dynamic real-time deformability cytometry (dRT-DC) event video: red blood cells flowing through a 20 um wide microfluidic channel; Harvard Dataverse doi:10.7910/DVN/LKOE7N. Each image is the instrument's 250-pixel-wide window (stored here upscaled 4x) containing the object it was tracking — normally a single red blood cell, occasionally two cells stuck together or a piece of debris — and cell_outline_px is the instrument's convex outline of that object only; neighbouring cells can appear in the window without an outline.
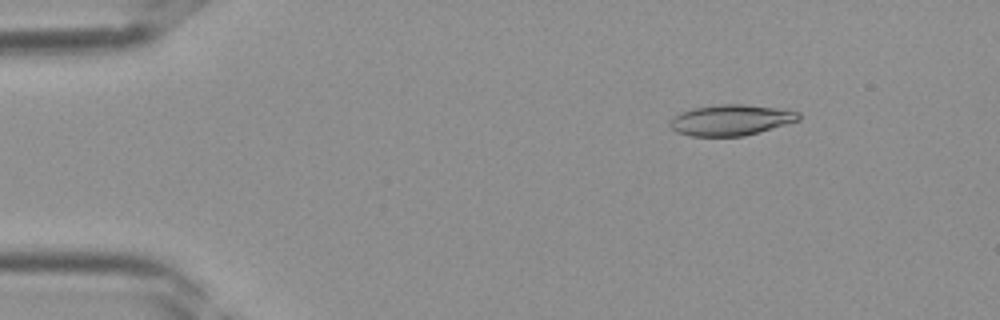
{"species": "Egyptian fruit bat (a non-hibernating species)", "species_latin": "Rousettus aegyptiacus", "temperature_condition": "room temperature", "stored_images_in_passage": 38, "camera_frame_rate_fps": 3000, "um_per_image_px": 0.085, "frame": {"image": 1, "passage_image": 5, "time_ms": 1.333, "image_size_px": [1000, 320], "cell_outline_px": [[800, 120], [760, 132], [744, 136], [692, 136], [676, 132], [668, 124], [676, 116], [692, 108], [720, 104], [744, 104], [776, 108], [800, 112]], "centroid_in_image_um": [62.16, 10.21], "position_along_channel_um": 22.8, "area_um2": 22.95}}
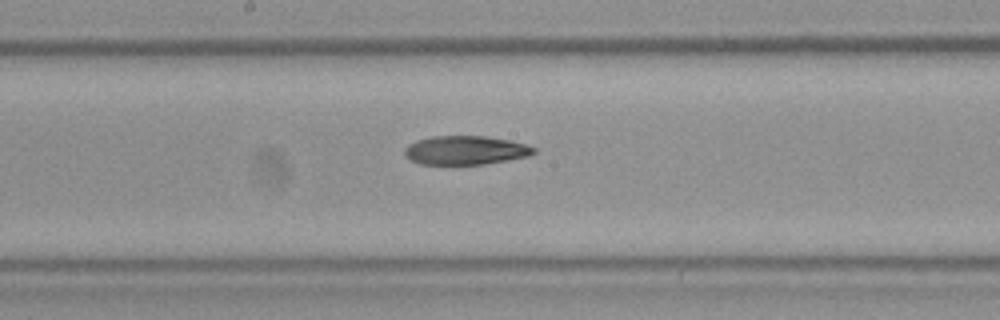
{"frame": {"image": 2, "passage_image": 20, "time_ms": 6.333, "image_size_px": [1000, 320], "cell_outline_px": [[536, 152], [528, 156], [484, 164], [420, 164], [404, 156], [404, 148], [408, 144], [416, 140], [432, 136], [484, 136], [512, 140], [536, 148]], "centroid_in_image_um": [39.54, 12.76], "position_along_channel_um": 208.7, "area_um2": 21.73}}
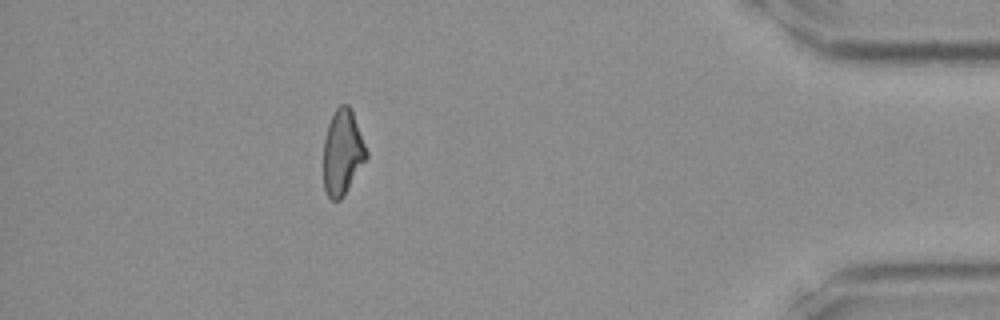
{"frame": {"image": 3, "passage_image": 34, "time_ms": 11.0, "image_size_px": [1000, 320], "cell_outline_px": [[368, 156], [344, 196], [340, 200], [332, 200], [328, 196], [324, 188], [324, 140], [328, 124], [336, 108], [340, 104], [348, 104], [352, 108], [368, 152]], "centroid_in_image_um": [29.13, 12.93], "position_along_channel_um": 406.1, "area_um2": 21.39}}